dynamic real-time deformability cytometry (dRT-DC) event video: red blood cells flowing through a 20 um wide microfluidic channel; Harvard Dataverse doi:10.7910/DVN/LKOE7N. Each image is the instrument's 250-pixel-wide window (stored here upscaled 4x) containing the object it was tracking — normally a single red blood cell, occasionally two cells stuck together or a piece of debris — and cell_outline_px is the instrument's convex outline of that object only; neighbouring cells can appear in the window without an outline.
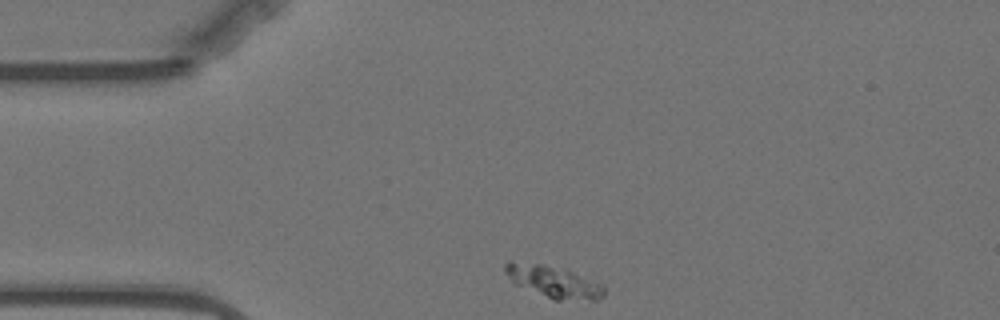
{"species": "Egyptian fruit bat (a non-hibernating species)", "species_latin": "Rousettus aegyptiacus", "temperature_condition": "warm", "stored_images_in_passage": 36, "camera_frame_rate_fps": 3000, "um_per_image_px": 0.085, "animal": {"sex": "female"}, "frame": {"image": 1, "passage_image": 1, "time_ms": 0.0, "image_size_px": [1000, 320], "cell_outline_px": [[604, 296], [596, 300], [556, 300], [512, 284], [504, 272], [504, 264], [508, 260], [512, 260], [544, 264], [568, 268], [604, 284]], "centroid_in_image_um": [47.03, 23.91], "position_along_channel_um": 38.0, "area_um2": 19.25}}
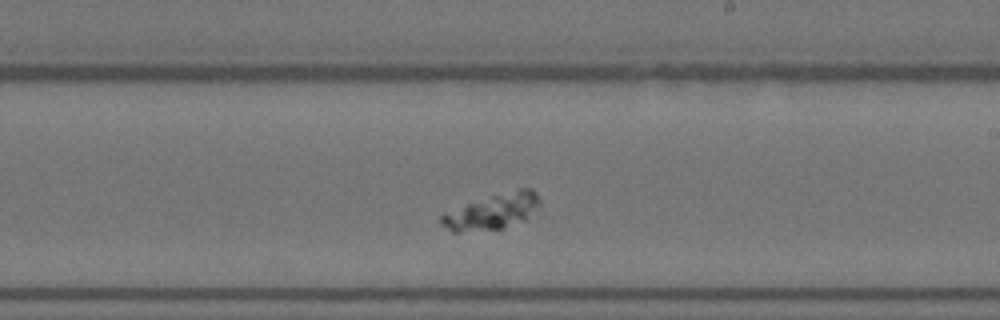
{"frame": {"image": 2, "passage_image": 22, "time_ms": 7.0, "image_size_px": [1000, 320], "cell_outline_px": [[540, 204], [524, 220], [504, 228], [460, 232], [452, 232], [440, 224], [440, 216], [444, 212], [492, 196], [520, 188], [532, 188], [536, 192], [540, 200]], "centroid_in_image_um": [41.84, 18.0], "position_along_channel_um": 247.2, "area_um2": 19.94}}
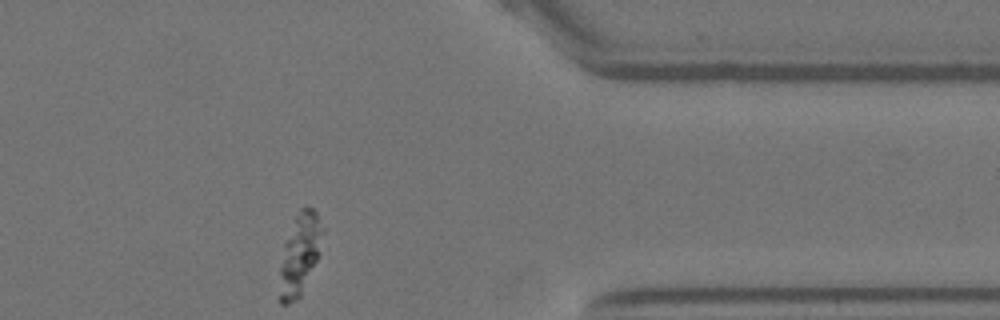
{"frame": {"image": 3, "passage_image": 36, "time_ms": 11.667, "image_size_px": [1000, 320], "cell_outline_px": [[324, 232], [316, 260], [300, 296], [296, 300], [288, 304], [280, 304], [276, 300], [280, 268], [284, 244], [296, 216], [300, 208], [312, 208], [316, 212], [324, 228]], "centroid_in_image_um": [25.44, 21.68], "position_along_channel_um": 386.0, "area_um2": 20.23}}